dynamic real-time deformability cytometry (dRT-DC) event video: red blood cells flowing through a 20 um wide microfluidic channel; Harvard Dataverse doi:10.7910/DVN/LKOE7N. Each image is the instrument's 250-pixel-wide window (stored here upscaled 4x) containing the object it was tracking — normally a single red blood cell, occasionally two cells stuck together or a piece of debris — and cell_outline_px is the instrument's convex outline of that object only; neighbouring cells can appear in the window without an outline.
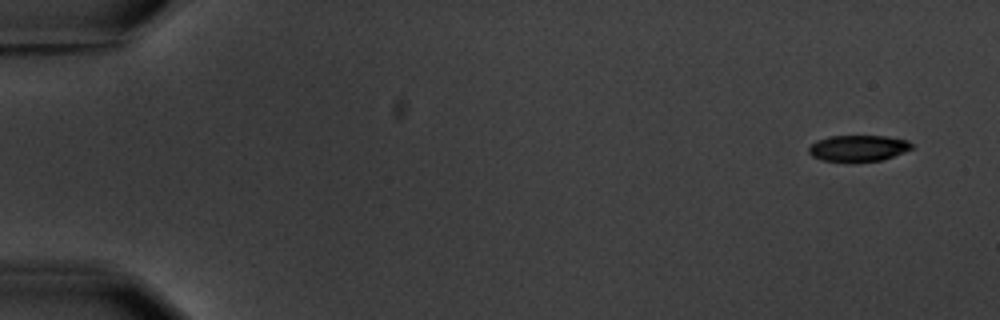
{"species": "common noctule bat (a hibernating species)", "species_latin": "Nyctalus noctula", "temperature_condition": "warm", "stored_images_in_passage": 6, "camera_frame_rate_fps": 3000, "um_per_image_px": 0.085, "animal": {"sex": "male", "body_mass_g": 20.1, "forearm_length_mm": 53.5}, "frame": {"image": 1, "passage_image": 1, "time_ms": 0.0, "image_size_px": [1000, 320], "cell_outline_px": [[912, 148], [904, 152], [880, 160], [848, 164], [824, 160], [812, 156], [808, 152], [808, 148], [816, 140], [832, 136], [884, 136], [908, 140], [912, 144]], "centroid_in_image_um": [72.91, 12.62], "position_along_channel_um": 12.1, "area_um2": 16.01}}
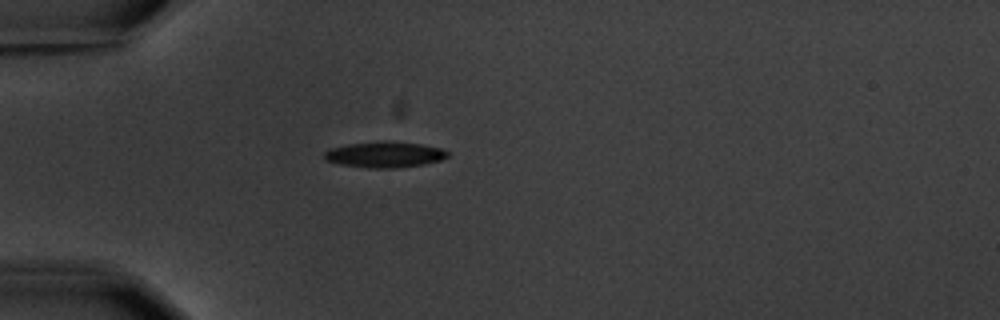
{"frame": {"image": 2, "passage_image": 5, "time_ms": 4.667, "image_size_px": [1000, 320], "cell_outline_px": [[448, 156], [440, 160], [424, 164], [396, 168], [368, 168], [340, 164], [328, 160], [324, 156], [324, 152], [328, 148], [348, 144], [384, 140], [420, 144], [440, 148], [448, 152]], "centroid_in_image_um": [32.68, 13.13], "position_along_channel_um": 52.3, "area_um2": 18.55}}